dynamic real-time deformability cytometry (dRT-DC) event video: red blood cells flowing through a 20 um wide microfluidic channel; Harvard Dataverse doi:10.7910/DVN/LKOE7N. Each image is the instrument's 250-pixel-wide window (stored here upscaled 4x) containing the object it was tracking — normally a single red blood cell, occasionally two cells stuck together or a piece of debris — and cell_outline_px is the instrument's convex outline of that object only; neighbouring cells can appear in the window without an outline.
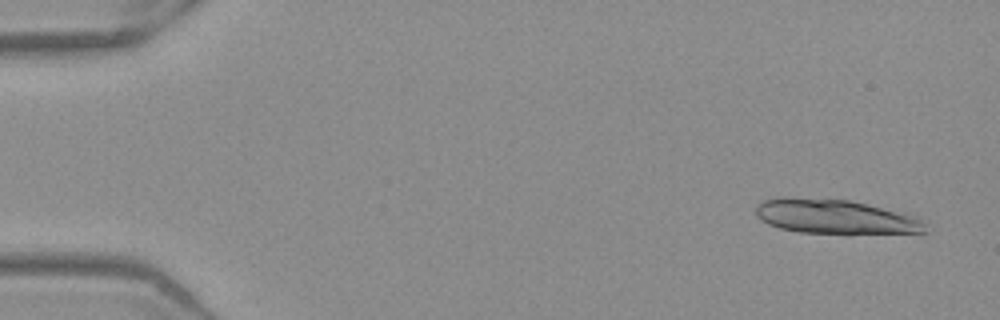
{"species": "Egyptian fruit bat (a non-hibernating species)", "species_latin": "Rousettus aegyptiacus", "temperature_condition": "warm", "stored_images_in_passage": 16, "camera_frame_rate_fps": 3000, "um_per_image_px": 0.085, "frame": {"image": 1, "passage_image": 3, "time_ms": 0.667, "image_size_px": [1000, 320], "cell_outline_px": [[924, 232], [800, 232], [780, 228], [768, 224], [760, 220], [756, 216], [756, 204], [764, 200], [848, 200], [920, 216], [924, 224]], "centroid_in_image_um": [71.02, 18.44], "position_along_channel_um": 14.0, "area_um2": 32.19}}